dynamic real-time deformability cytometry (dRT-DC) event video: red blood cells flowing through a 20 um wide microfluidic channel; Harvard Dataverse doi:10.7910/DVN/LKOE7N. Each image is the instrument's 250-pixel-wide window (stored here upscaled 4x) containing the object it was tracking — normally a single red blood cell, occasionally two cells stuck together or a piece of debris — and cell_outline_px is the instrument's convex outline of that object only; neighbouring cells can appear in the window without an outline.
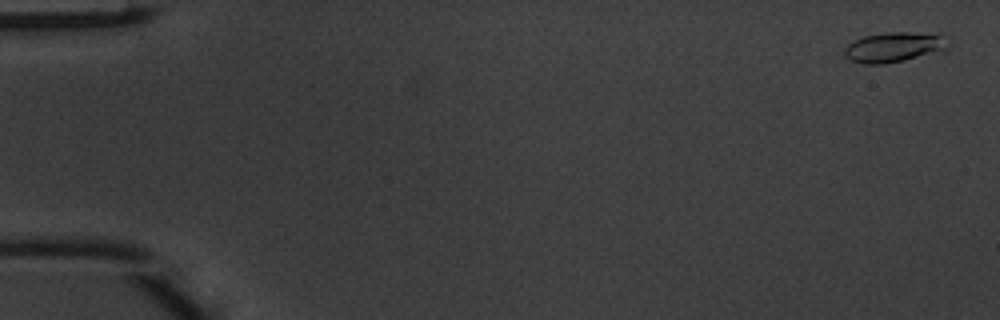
{"species": "common noctule bat (a hibernating species)", "species_latin": "Nyctalus noctula", "temperature_condition": "warm", "stored_images_in_passage": 4, "camera_frame_rate_fps": 3000, "um_per_image_px": 0.085, "animal": {"sex": "male", "body_mass_g": 20.1, "forearm_length_mm": 53.5}, "frame": {"image": 1, "passage_image": 1, "time_ms": 0.0, "image_size_px": [1000, 320], "cell_outline_px": [[948, 48], [904, 60], [884, 64], [864, 64], [852, 60], [844, 56], [844, 48], [852, 40], [864, 36], [888, 32], [936, 32], [940, 36]], "centroid_in_image_um": [75.9, 3.99], "position_along_channel_um": 9.1, "area_um2": 17.86}}
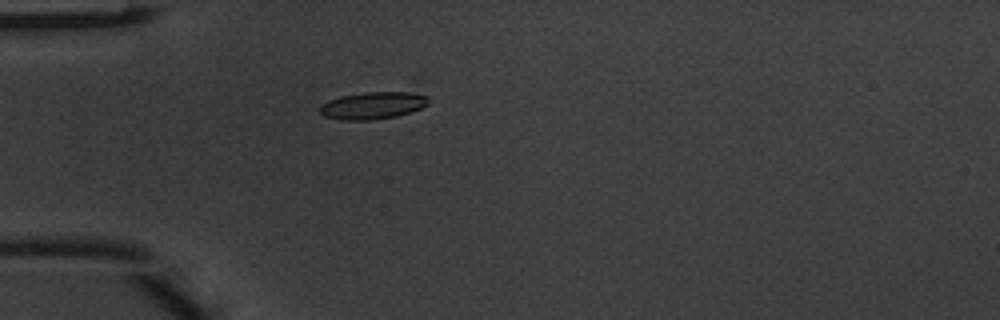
{"frame": {"image": 2, "passage_image": 4, "time_ms": 1.0, "image_size_px": [1000, 320], "cell_outline_px": [[428, 104], [420, 108], [396, 116], [368, 120], [344, 120], [324, 116], [320, 112], [320, 104], [328, 100], [340, 96], [368, 92], [408, 92], [428, 96]], "centroid_in_image_um": [31.65, 8.96], "position_along_channel_um": 53.3, "area_um2": 16.99}}